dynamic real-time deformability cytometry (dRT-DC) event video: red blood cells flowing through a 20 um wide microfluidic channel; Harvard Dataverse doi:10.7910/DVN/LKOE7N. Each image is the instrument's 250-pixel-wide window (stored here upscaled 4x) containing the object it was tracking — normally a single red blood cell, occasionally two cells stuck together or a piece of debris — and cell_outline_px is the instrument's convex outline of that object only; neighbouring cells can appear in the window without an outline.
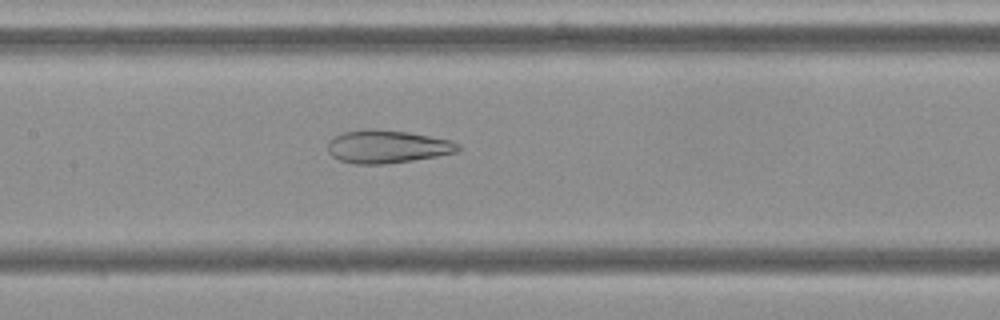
{"species": "Egyptian fruit bat (a non-hibernating species)", "species_latin": "Rousettus aegyptiacus", "temperature_condition": "cold", "stored_images_in_passage": 50, "camera_frame_rate_fps": 3000, "um_per_image_px": 0.085, "frame": {"image": 1, "passage_image": 26, "time_ms": 8.333, "image_size_px": [1000, 320], "cell_outline_px": [[460, 152], [412, 160], [384, 164], [356, 164], [340, 160], [332, 156], [328, 152], [328, 140], [344, 132], [364, 128], [368, 128], [408, 132], [452, 140], [460, 144]], "centroid_in_image_um": [32.93, 12.45], "position_along_channel_um": 174.5, "area_um2": 25.14}}
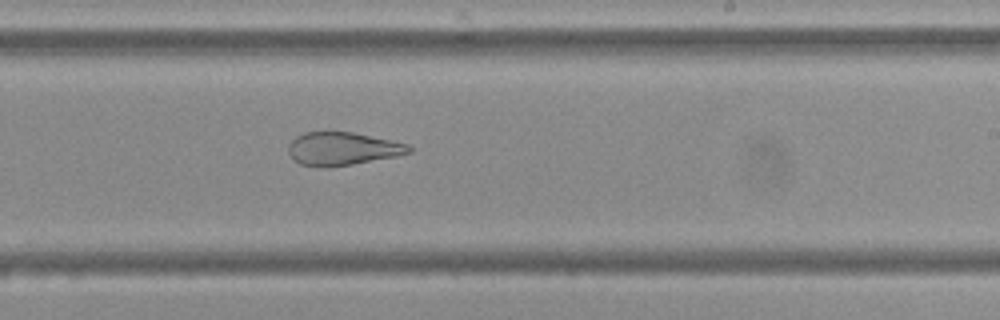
{"frame": {"image": 2, "passage_image": 33, "time_ms": 10.667, "image_size_px": [1000, 320], "cell_outline_px": [[412, 152], [396, 156], [352, 164], [324, 168], [320, 168], [300, 164], [288, 152], [288, 144], [296, 136], [304, 132], [352, 132], [408, 144], [412, 148]], "centroid_in_image_um": [29.09, 12.65], "position_along_channel_um": 259.9, "area_um2": 23.12}}
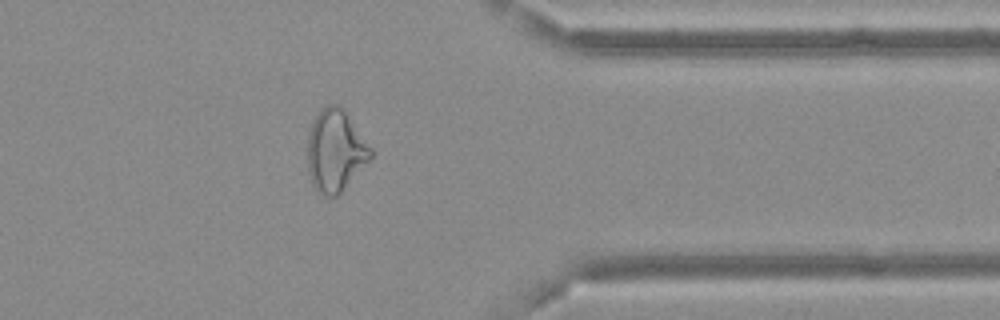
{"frame": {"image": 3, "passage_image": 44, "time_ms": 14.333, "image_size_px": [1000, 320], "cell_outline_px": [[372, 156], [340, 192], [336, 196], [328, 196], [316, 192], [312, 184], [308, 172], [308, 136], [312, 124], [320, 108], [328, 104], [336, 104], [348, 116], [372, 148]], "centroid_in_image_um": [28.48, 12.81], "position_along_channel_um": 382.9, "area_um2": 29.54}}